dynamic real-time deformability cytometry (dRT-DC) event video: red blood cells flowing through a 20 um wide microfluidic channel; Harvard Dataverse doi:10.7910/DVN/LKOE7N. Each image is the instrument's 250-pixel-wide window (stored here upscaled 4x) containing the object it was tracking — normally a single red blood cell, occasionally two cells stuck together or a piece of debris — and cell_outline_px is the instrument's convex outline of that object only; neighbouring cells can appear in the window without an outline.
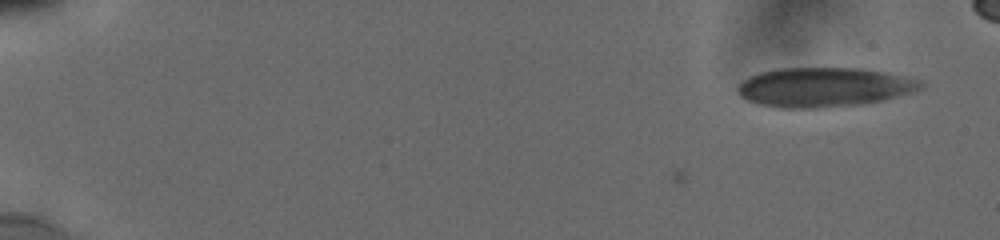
{"species": "human", "species_latin": "Homo sapiens", "temperature_condition": "cold", "stored_images_in_passage": 19, "camera_frame_rate_fps": 3000, "um_per_image_px": 0.085, "donor": {"sex": "male"}, "frame": {"image": 1, "passage_image": 1, "time_ms": 0.0, "image_size_px": [1000, 240], "cell_outline_px": [[924, 88], [912, 92], [884, 100], [868, 104], [816, 108], [780, 108], [760, 104], [748, 100], [740, 96], [736, 88], [744, 80], [760, 72], [780, 68], [864, 68], [924, 80]], "centroid_in_image_um": [70.11, 7.42], "position_along_channel_um": 14.9, "area_um2": 42.31}}
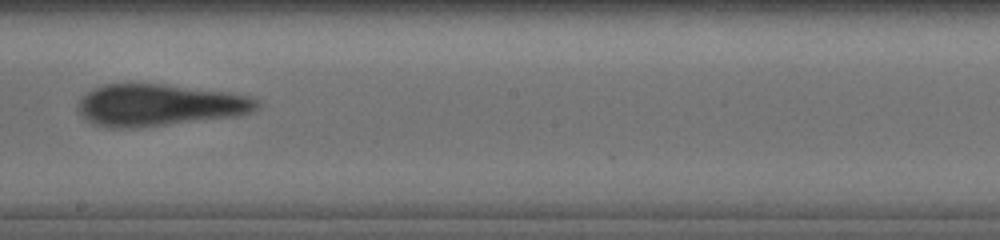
{"frame": {"image": 2, "passage_image": 12, "time_ms": 10.0, "image_size_px": [1000, 240], "cell_outline_px": [[260, 104], [252, 112], [236, 116], [128, 128], [112, 128], [96, 124], [88, 120], [76, 108], [76, 104], [92, 88], [104, 84], [164, 84], [232, 92], [248, 96], [256, 100]], "centroid_in_image_um": [13.54, 8.91], "position_along_channel_um": 234.7, "area_um2": 43.23}}
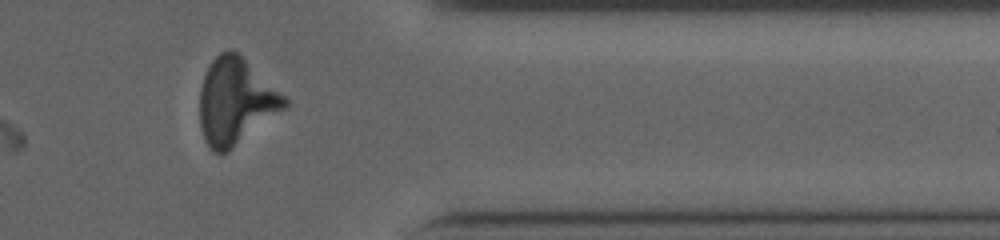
{"frame": {"image": 3, "passage_image": 16, "time_ms": 14.333, "image_size_px": [1000, 240], "cell_outline_px": [[288, 104], [284, 108], [228, 152], [220, 156], [212, 152], [204, 140], [200, 128], [200, 88], [204, 76], [212, 60], [220, 52], [228, 48], [232, 48], [244, 56], [288, 100]], "centroid_in_image_um": [19.99, 8.61], "position_along_channel_um": 391.4, "area_um2": 42.66}}